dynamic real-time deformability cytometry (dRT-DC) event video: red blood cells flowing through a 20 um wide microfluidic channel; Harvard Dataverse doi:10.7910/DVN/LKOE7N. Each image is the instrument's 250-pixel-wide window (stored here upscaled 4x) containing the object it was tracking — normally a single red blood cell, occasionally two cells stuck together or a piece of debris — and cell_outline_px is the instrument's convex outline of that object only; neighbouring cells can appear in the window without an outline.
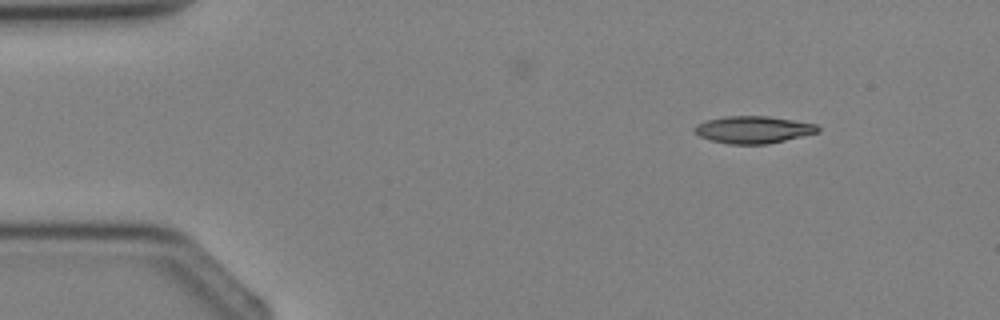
{"species": "Egyptian fruit bat (a non-hibernating species)", "species_latin": "Rousettus aegyptiacus", "temperature_condition": "cold", "stored_images_in_passage": 3, "camera_frame_rate_fps": 3000, "um_per_image_px": 0.085, "animal": {"sex": "female"}, "frame": {"image": 1, "passage_image": 1, "time_ms": 0.0, "image_size_px": [1000, 320], "cell_outline_px": [[820, 132], [768, 144], [728, 144], [712, 140], [700, 136], [692, 128], [696, 124], [708, 120], [724, 116], [768, 116], [816, 124], [820, 128]], "centroid_in_image_um": [64.04, 11.02], "position_along_channel_um": 21.0, "area_um2": 19.48}}
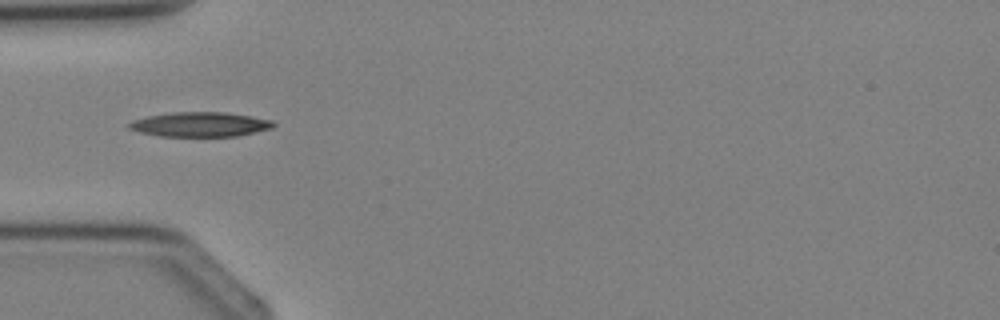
{"frame": {"image": 2, "passage_image": 3, "time_ms": 2.333, "image_size_px": [1000, 320], "cell_outline_px": [[276, 124], [272, 128], [236, 136], [160, 136], [140, 132], [128, 128], [124, 124], [132, 120], [148, 116], [172, 112], [224, 112], [252, 116], [272, 120]], "centroid_in_image_um": [16.97, 10.57], "position_along_channel_um": 68.0, "area_um2": 20.75}}